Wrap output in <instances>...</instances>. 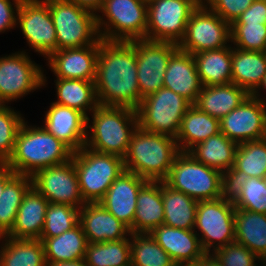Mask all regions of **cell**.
<instances>
[{"instance_id": "7402d4cb", "label": "cell", "mask_w": 266, "mask_h": 266, "mask_svg": "<svg viewBox=\"0 0 266 266\" xmlns=\"http://www.w3.org/2000/svg\"><path fill=\"white\" fill-rule=\"evenodd\" d=\"M163 83L165 88L194 104L203 86L196 69L194 56L178 47L169 58Z\"/></svg>"}, {"instance_id": "1f68e13d", "label": "cell", "mask_w": 266, "mask_h": 266, "mask_svg": "<svg viewBox=\"0 0 266 266\" xmlns=\"http://www.w3.org/2000/svg\"><path fill=\"white\" fill-rule=\"evenodd\" d=\"M44 245L46 263L85 259L87 239L80 223L51 238H40Z\"/></svg>"}, {"instance_id": "7c38bea8", "label": "cell", "mask_w": 266, "mask_h": 266, "mask_svg": "<svg viewBox=\"0 0 266 266\" xmlns=\"http://www.w3.org/2000/svg\"><path fill=\"white\" fill-rule=\"evenodd\" d=\"M202 0H152L147 3L146 40L179 44Z\"/></svg>"}, {"instance_id": "681fc988", "label": "cell", "mask_w": 266, "mask_h": 266, "mask_svg": "<svg viewBox=\"0 0 266 266\" xmlns=\"http://www.w3.org/2000/svg\"><path fill=\"white\" fill-rule=\"evenodd\" d=\"M16 173L6 164L0 163V197L6 186V183L15 175Z\"/></svg>"}, {"instance_id": "52a82bcc", "label": "cell", "mask_w": 266, "mask_h": 266, "mask_svg": "<svg viewBox=\"0 0 266 266\" xmlns=\"http://www.w3.org/2000/svg\"><path fill=\"white\" fill-rule=\"evenodd\" d=\"M83 200L99 202L115 179L125 171L121 157L82 147L72 156Z\"/></svg>"}, {"instance_id": "e575fe53", "label": "cell", "mask_w": 266, "mask_h": 266, "mask_svg": "<svg viewBox=\"0 0 266 266\" xmlns=\"http://www.w3.org/2000/svg\"><path fill=\"white\" fill-rule=\"evenodd\" d=\"M0 266H47L43 242L5 236L0 249Z\"/></svg>"}, {"instance_id": "44dd1931", "label": "cell", "mask_w": 266, "mask_h": 266, "mask_svg": "<svg viewBox=\"0 0 266 266\" xmlns=\"http://www.w3.org/2000/svg\"><path fill=\"white\" fill-rule=\"evenodd\" d=\"M79 223L88 243L127 239L130 229L99 202L85 203L79 209Z\"/></svg>"}, {"instance_id": "603a6c76", "label": "cell", "mask_w": 266, "mask_h": 266, "mask_svg": "<svg viewBox=\"0 0 266 266\" xmlns=\"http://www.w3.org/2000/svg\"><path fill=\"white\" fill-rule=\"evenodd\" d=\"M176 265L196 262L206 252L194 230L160 225L149 233Z\"/></svg>"}, {"instance_id": "f5cc1de1", "label": "cell", "mask_w": 266, "mask_h": 266, "mask_svg": "<svg viewBox=\"0 0 266 266\" xmlns=\"http://www.w3.org/2000/svg\"><path fill=\"white\" fill-rule=\"evenodd\" d=\"M47 266H87V264H86V261L82 259V260H76V261L47 263Z\"/></svg>"}, {"instance_id": "ab89813d", "label": "cell", "mask_w": 266, "mask_h": 266, "mask_svg": "<svg viewBox=\"0 0 266 266\" xmlns=\"http://www.w3.org/2000/svg\"><path fill=\"white\" fill-rule=\"evenodd\" d=\"M131 266H176L149 233L130 232Z\"/></svg>"}, {"instance_id": "bcb514c9", "label": "cell", "mask_w": 266, "mask_h": 266, "mask_svg": "<svg viewBox=\"0 0 266 266\" xmlns=\"http://www.w3.org/2000/svg\"><path fill=\"white\" fill-rule=\"evenodd\" d=\"M21 1L0 0V33L16 28L17 11Z\"/></svg>"}, {"instance_id": "f35d334b", "label": "cell", "mask_w": 266, "mask_h": 266, "mask_svg": "<svg viewBox=\"0 0 266 266\" xmlns=\"http://www.w3.org/2000/svg\"><path fill=\"white\" fill-rule=\"evenodd\" d=\"M87 266H131L130 238L118 241L88 243Z\"/></svg>"}, {"instance_id": "484cf974", "label": "cell", "mask_w": 266, "mask_h": 266, "mask_svg": "<svg viewBox=\"0 0 266 266\" xmlns=\"http://www.w3.org/2000/svg\"><path fill=\"white\" fill-rule=\"evenodd\" d=\"M238 144L222 132L199 142L188 153L198 162L221 171L228 176L232 171Z\"/></svg>"}, {"instance_id": "4fadbf2b", "label": "cell", "mask_w": 266, "mask_h": 266, "mask_svg": "<svg viewBox=\"0 0 266 266\" xmlns=\"http://www.w3.org/2000/svg\"><path fill=\"white\" fill-rule=\"evenodd\" d=\"M229 42L230 24L201 2L191 14L185 36L178 47L193 55L229 46Z\"/></svg>"}, {"instance_id": "6da1fadb", "label": "cell", "mask_w": 266, "mask_h": 266, "mask_svg": "<svg viewBox=\"0 0 266 266\" xmlns=\"http://www.w3.org/2000/svg\"><path fill=\"white\" fill-rule=\"evenodd\" d=\"M95 92L98 105L139 107L142 98L137 79L136 48L132 42L101 39Z\"/></svg>"}, {"instance_id": "cb8c5ba5", "label": "cell", "mask_w": 266, "mask_h": 266, "mask_svg": "<svg viewBox=\"0 0 266 266\" xmlns=\"http://www.w3.org/2000/svg\"><path fill=\"white\" fill-rule=\"evenodd\" d=\"M49 201L33 186L24 194L14 226L6 235L12 239H40Z\"/></svg>"}, {"instance_id": "d6986e66", "label": "cell", "mask_w": 266, "mask_h": 266, "mask_svg": "<svg viewBox=\"0 0 266 266\" xmlns=\"http://www.w3.org/2000/svg\"><path fill=\"white\" fill-rule=\"evenodd\" d=\"M100 43L81 48L56 50L46 60L56 78L96 80Z\"/></svg>"}, {"instance_id": "f907efd6", "label": "cell", "mask_w": 266, "mask_h": 266, "mask_svg": "<svg viewBox=\"0 0 266 266\" xmlns=\"http://www.w3.org/2000/svg\"><path fill=\"white\" fill-rule=\"evenodd\" d=\"M197 262L200 266H222L221 262L213 253H205Z\"/></svg>"}, {"instance_id": "5bb4252c", "label": "cell", "mask_w": 266, "mask_h": 266, "mask_svg": "<svg viewBox=\"0 0 266 266\" xmlns=\"http://www.w3.org/2000/svg\"><path fill=\"white\" fill-rule=\"evenodd\" d=\"M16 25L34 52L47 59L57 50L56 29L49 6L44 0H22L17 11Z\"/></svg>"}, {"instance_id": "d4e9b609", "label": "cell", "mask_w": 266, "mask_h": 266, "mask_svg": "<svg viewBox=\"0 0 266 266\" xmlns=\"http://www.w3.org/2000/svg\"><path fill=\"white\" fill-rule=\"evenodd\" d=\"M136 203L134 233H150L154 228L164 224L162 181H147L140 188Z\"/></svg>"}, {"instance_id": "9f6ffc18", "label": "cell", "mask_w": 266, "mask_h": 266, "mask_svg": "<svg viewBox=\"0 0 266 266\" xmlns=\"http://www.w3.org/2000/svg\"><path fill=\"white\" fill-rule=\"evenodd\" d=\"M260 264H261L260 266H262V265L263 266H266V259L265 260H262Z\"/></svg>"}, {"instance_id": "816d5d0a", "label": "cell", "mask_w": 266, "mask_h": 266, "mask_svg": "<svg viewBox=\"0 0 266 266\" xmlns=\"http://www.w3.org/2000/svg\"><path fill=\"white\" fill-rule=\"evenodd\" d=\"M262 89L266 90V73L264 74L261 83L259 84L258 88L251 94L252 96L260 99L266 105V98L265 96L261 95ZM260 90V91H259ZM262 97V98H261Z\"/></svg>"}, {"instance_id": "d6a6232c", "label": "cell", "mask_w": 266, "mask_h": 266, "mask_svg": "<svg viewBox=\"0 0 266 266\" xmlns=\"http://www.w3.org/2000/svg\"><path fill=\"white\" fill-rule=\"evenodd\" d=\"M164 225L194 230L198 201L162 181Z\"/></svg>"}, {"instance_id": "5b68a950", "label": "cell", "mask_w": 266, "mask_h": 266, "mask_svg": "<svg viewBox=\"0 0 266 266\" xmlns=\"http://www.w3.org/2000/svg\"><path fill=\"white\" fill-rule=\"evenodd\" d=\"M164 182L197 201L216 200L228 193L227 176L196 161L188 152L175 157Z\"/></svg>"}, {"instance_id": "9c48e42d", "label": "cell", "mask_w": 266, "mask_h": 266, "mask_svg": "<svg viewBox=\"0 0 266 266\" xmlns=\"http://www.w3.org/2000/svg\"><path fill=\"white\" fill-rule=\"evenodd\" d=\"M193 104L165 87L142 99L136 109L141 129L176 139L180 123Z\"/></svg>"}, {"instance_id": "60d3db41", "label": "cell", "mask_w": 266, "mask_h": 266, "mask_svg": "<svg viewBox=\"0 0 266 266\" xmlns=\"http://www.w3.org/2000/svg\"><path fill=\"white\" fill-rule=\"evenodd\" d=\"M79 223V209L67 204L49 203L40 238H51L67 232Z\"/></svg>"}, {"instance_id": "e0dca14e", "label": "cell", "mask_w": 266, "mask_h": 266, "mask_svg": "<svg viewBox=\"0 0 266 266\" xmlns=\"http://www.w3.org/2000/svg\"><path fill=\"white\" fill-rule=\"evenodd\" d=\"M220 132L237 144L266 138V105L249 95L220 120Z\"/></svg>"}, {"instance_id": "8d00e7d4", "label": "cell", "mask_w": 266, "mask_h": 266, "mask_svg": "<svg viewBox=\"0 0 266 266\" xmlns=\"http://www.w3.org/2000/svg\"><path fill=\"white\" fill-rule=\"evenodd\" d=\"M227 185L235 208L266 214V187L263 178H227Z\"/></svg>"}, {"instance_id": "f6af8a7d", "label": "cell", "mask_w": 266, "mask_h": 266, "mask_svg": "<svg viewBox=\"0 0 266 266\" xmlns=\"http://www.w3.org/2000/svg\"><path fill=\"white\" fill-rule=\"evenodd\" d=\"M255 0H202L213 12L230 25L251 6Z\"/></svg>"}, {"instance_id": "f546056e", "label": "cell", "mask_w": 266, "mask_h": 266, "mask_svg": "<svg viewBox=\"0 0 266 266\" xmlns=\"http://www.w3.org/2000/svg\"><path fill=\"white\" fill-rule=\"evenodd\" d=\"M220 132V120L192 105L181 120L176 137L180 152H188L199 142Z\"/></svg>"}, {"instance_id": "d590c367", "label": "cell", "mask_w": 266, "mask_h": 266, "mask_svg": "<svg viewBox=\"0 0 266 266\" xmlns=\"http://www.w3.org/2000/svg\"><path fill=\"white\" fill-rule=\"evenodd\" d=\"M266 176V138L238 144L235 162L227 178Z\"/></svg>"}, {"instance_id": "30bf717a", "label": "cell", "mask_w": 266, "mask_h": 266, "mask_svg": "<svg viewBox=\"0 0 266 266\" xmlns=\"http://www.w3.org/2000/svg\"><path fill=\"white\" fill-rule=\"evenodd\" d=\"M234 213L229 193L216 200L198 201L194 232L206 253L235 242Z\"/></svg>"}, {"instance_id": "277c9868", "label": "cell", "mask_w": 266, "mask_h": 266, "mask_svg": "<svg viewBox=\"0 0 266 266\" xmlns=\"http://www.w3.org/2000/svg\"><path fill=\"white\" fill-rule=\"evenodd\" d=\"M179 153L175 138L147 132L138 126L123 158L124 167L148 181H164Z\"/></svg>"}, {"instance_id": "8992f818", "label": "cell", "mask_w": 266, "mask_h": 266, "mask_svg": "<svg viewBox=\"0 0 266 266\" xmlns=\"http://www.w3.org/2000/svg\"><path fill=\"white\" fill-rule=\"evenodd\" d=\"M96 19L103 40H146L147 2L144 0H105Z\"/></svg>"}, {"instance_id": "11a10c76", "label": "cell", "mask_w": 266, "mask_h": 266, "mask_svg": "<svg viewBox=\"0 0 266 266\" xmlns=\"http://www.w3.org/2000/svg\"><path fill=\"white\" fill-rule=\"evenodd\" d=\"M4 235H2V234H0V241H4ZM1 245H0V248L2 247V242L0 243Z\"/></svg>"}, {"instance_id": "ffe728a7", "label": "cell", "mask_w": 266, "mask_h": 266, "mask_svg": "<svg viewBox=\"0 0 266 266\" xmlns=\"http://www.w3.org/2000/svg\"><path fill=\"white\" fill-rule=\"evenodd\" d=\"M43 127L73 152L85 146L87 117L80 111L52 102Z\"/></svg>"}, {"instance_id": "836d02e7", "label": "cell", "mask_w": 266, "mask_h": 266, "mask_svg": "<svg viewBox=\"0 0 266 266\" xmlns=\"http://www.w3.org/2000/svg\"><path fill=\"white\" fill-rule=\"evenodd\" d=\"M57 100L54 103L76 109L86 117L98 106L95 82L56 78Z\"/></svg>"}, {"instance_id": "db71d44e", "label": "cell", "mask_w": 266, "mask_h": 266, "mask_svg": "<svg viewBox=\"0 0 266 266\" xmlns=\"http://www.w3.org/2000/svg\"><path fill=\"white\" fill-rule=\"evenodd\" d=\"M176 266H200L199 263L196 262H189V263H182V264H178Z\"/></svg>"}, {"instance_id": "6f0895ef", "label": "cell", "mask_w": 266, "mask_h": 266, "mask_svg": "<svg viewBox=\"0 0 266 266\" xmlns=\"http://www.w3.org/2000/svg\"><path fill=\"white\" fill-rule=\"evenodd\" d=\"M263 179H264V183H265V187H266V176Z\"/></svg>"}, {"instance_id": "f1b7e54d", "label": "cell", "mask_w": 266, "mask_h": 266, "mask_svg": "<svg viewBox=\"0 0 266 266\" xmlns=\"http://www.w3.org/2000/svg\"><path fill=\"white\" fill-rule=\"evenodd\" d=\"M235 242L250 249L261 261L266 259V214L235 208Z\"/></svg>"}, {"instance_id": "83f0119b", "label": "cell", "mask_w": 266, "mask_h": 266, "mask_svg": "<svg viewBox=\"0 0 266 266\" xmlns=\"http://www.w3.org/2000/svg\"><path fill=\"white\" fill-rule=\"evenodd\" d=\"M232 83L251 95L266 73V52L245 51L231 44Z\"/></svg>"}, {"instance_id": "ee69618b", "label": "cell", "mask_w": 266, "mask_h": 266, "mask_svg": "<svg viewBox=\"0 0 266 266\" xmlns=\"http://www.w3.org/2000/svg\"><path fill=\"white\" fill-rule=\"evenodd\" d=\"M213 254L222 266H259L258 263H261L250 249L236 242L216 249Z\"/></svg>"}, {"instance_id": "ba28073f", "label": "cell", "mask_w": 266, "mask_h": 266, "mask_svg": "<svg viewBox=\"0 0 266 266\" xmlns=\"http://www.w3.org/2000/svg\"><path fill=\"white\" fill-rule=\"evenodd\" d=\"M56 29L57 50L100 43L96 14L68 0H44Z\"/></svg>"}, {"instance_id": "9a60e30c", "label": "cell", "mask_w": 266, "mask_h": 266, "mask_svg": "<svg viewBox=\"0 0 266 266\" xmlns=\"http://www.w3.org/2000/svg\"><path fill=\"white\" fill-rule=\"evenodd\" d=\"M137 79L142 99L164 87V74L177 43L135 40Z\"/></svg>"}, {"instance_id": "b9f144b4", "label": "cell", "mask_w": 266, "mask_h": 266, "mask_svg": "<svg viewBox=\"0 0 266 266\" xmlns=\"http://www.w3.org/2000/svg\"><path fill=\"white\" fill-rule=\"evenodd\" d=\"M24 121L20 111L0 104V163H6L11 157L17 133Z\"/></svg>"}, {"instance_id": "7a4b0ae2", "label": "cell", "mask_w": 266, "mask_h": 266, "mask_svg": "<svg viewBox=\"0 0 266 266\" xmlns=\"http://www.w3.org/2000/svg\"><path fill=\"white\" fill-rule=\"evenodd\" d=\"M21 125L14 151L6 164L16 173L32 177L38 171L72 159L73 151L42 125Z\"/></svg>"}, {"instance_id": "2e32d148", "label": "cell", "mask_w": 266, "mask_h": 266, "mask_svg": "<svg viewBox=\"0 0 266 266\" xmlns=\"http://www.w3.org/2000/svg\"><path fill=\"white\" fill-rule=\"evenodd\" d=\"M32 186L43 195L49 203H60L80 209L83 200L73 159L44 168L32 177Z\"/></svg>"}, {"instance_id": "7bdbcfd3", "label": "cell", "mask_w": 266, "mask_h": 266, "mask_svg": "<svg viewBox=\"0 0 266 266\" xmlns=\"http://www.w3.org/2000/svg\"><path fill=\"white\" fill-rule=\"evenodd\" d=\"M231 44L245 51L266 52V24L232 23Z\"/></svg>"}, {"instance_id": "ac0fdd59", "label": "cell", "mask_w": 266, "mask_h": 266, "mask_svg": "<svg viewBox=\"0 0 266 266\" xmlns=\"http://www.w3.org/2000/svg\"><path fill=\"white\" fill-rule=\"evenodd\" d=\"M148 180L125 170L108 188L99 203L133 232V221L140 188Z\"/></svg>"}, {"instance_id": "74e56055", "label": "cell", "mask_w": 266, "mask_h": 266, "mask_svg": "<svg viewBox=\"0 0 266 266\" xmlns=\"http://www.w3.org/2000/svg\"><path fill=\"white\" fill-rule=\"evenodd\" d=\"M31 186V177L21 174L6 183L0 197V234L6 236L11 231L23 196Z\"/></svg>"}, {"instance_id": "c3c4849f", "label": "cell", "mask_w": 266, "mask_h": 266, "mask_svg": "<svg viewBox=\"0 0 266 266\" xmlns=\"http://www.w3.org/2000/svg\"><path fill=\"white\" fill-rule=\"evenodd\" d=\"M79 7L85 8L97 14L105 0H68Z\"/></svg>"}, {"instance_id": "7dc6e473", "label": "cell", "mask_w": 266, "mask_h": 266, "mask_svg": "<svg viewBox=\"0 0 266 266\" xmlns=\"http://www.w3.org/2000/svg\"><path fill=\"white\" fill-rule=\"evenodd\" d=\"M233 23L266 24V0H255Z\"/></svg>"}, {"instance_id": "4316f807", "label": "cell", "mask_w": 266, "mask_h": 266, "mask_svg": "<svg viewBox=\"0 0 266 266\" xmlns=\"http://www.w3.org/2000/svg\"><path fill=\"white\" fill-rule=\"evenodd\" d=\"M249 94L236 84L202 86L195 105L200 111L221 120L238 107Z\"/></svg>"}, {"instance_id": "4dcf8cb0", "label": "cell", "mask_w": 266, "mask_h": 266, "mask_svg": "<svg viewBox=\"0 0 266 266\" xmlns=\"http://www.w3.org/2000/svg\"><path fill=\"white\" fill-rule=\"evenodd\" d=\"M203 86L232 83L231 45L193 54Z\"/></svg>"}, {"instance_id": "3957f363", "label": "cell", "mask_w": 266, "mask_h": 266, "mask_svg": "<svg viewBox=\"0 0 266 266\" xmlns=\"http://www.w3.org/2000/svg\"><path fill=\"white\" fill-rule=\"evenodd\" d=\"M90 114L92 120L87 117L85 147L123 159L139 126L136 109L98 105Z\"/></svg>"}, {"instance_id": "8fae6325", "label": "cell", "mask_w": 266, "mask_h": 266, "mask_svg": "<svg viewBox=\"0 0 266 266\" xmlns=\"http://www.w3.org/2000/svg\"><path fill=\"white\" fill-rule=\"evenodd\" d=\"M42 69L25 50L0 57V104L16 102L45 87L47 77Z\"/></svg>"}]
</instances>
